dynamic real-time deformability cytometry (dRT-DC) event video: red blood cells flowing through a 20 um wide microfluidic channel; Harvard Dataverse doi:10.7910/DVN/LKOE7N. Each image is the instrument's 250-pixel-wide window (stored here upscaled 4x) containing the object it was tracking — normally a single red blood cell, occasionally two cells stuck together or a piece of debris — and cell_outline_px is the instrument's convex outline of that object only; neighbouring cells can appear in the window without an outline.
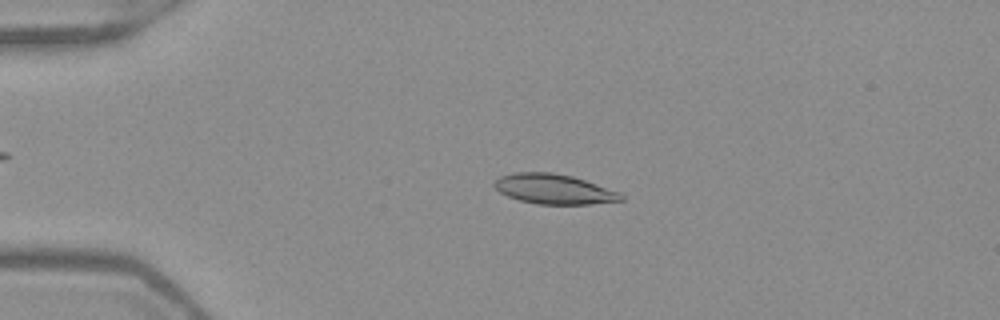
{"species": "Egyptian fruit bat (a non-hibernating species)", "species_latin": "Rousettus aegyptiacus", "temperature_condition": "warm", "stored_images_in_passage": 52, "camera_frame_rate_fps": 3000, "um_per_image_px": 0.085, "frame": {"image": 1, "passage_image": 12, "time_ms": 3.667, "image_size_px": [1000, 320], "cell_outline_px": [[624, 200], [592, 204], [536, 204], [520, 200], [508, 196], [500, 192], [492, 184], [500, 176], [516, 172], [552, 172], [572, 176], [620, 192], [624, 196]], "centroid_in_image_um": [47.09, 16.07], "position_along_channel_um": 37.9, "area_um2": 22.02}}
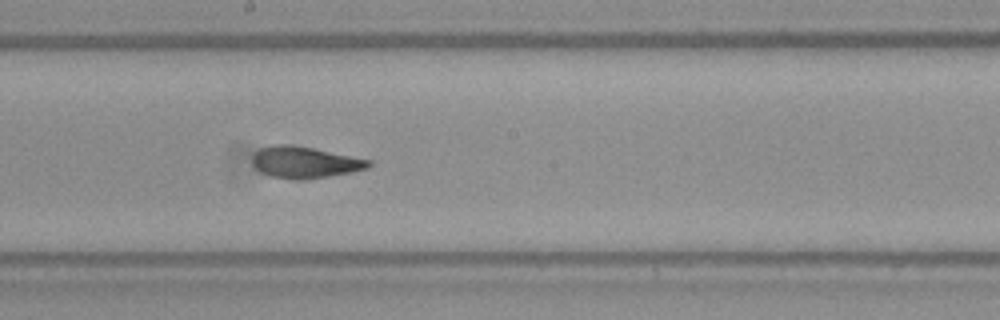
{"frame": {"image": 2, "passage_image": 29, "time_ms": 9.333, "image_size_px": [1000, 320], "cell_outline_px": [[372, 164], [368, 168], [352, 172], [304, 180], [296, 180], [272, 176], [260, 172], [252, 164], [252, 156], [260, 148], [272, 144], [292, 144], [372, 160]], "centroid_in_image_um": [25.89, 13.79], "position_along_channel_um": 222.3, "area_um2": 21.44}}
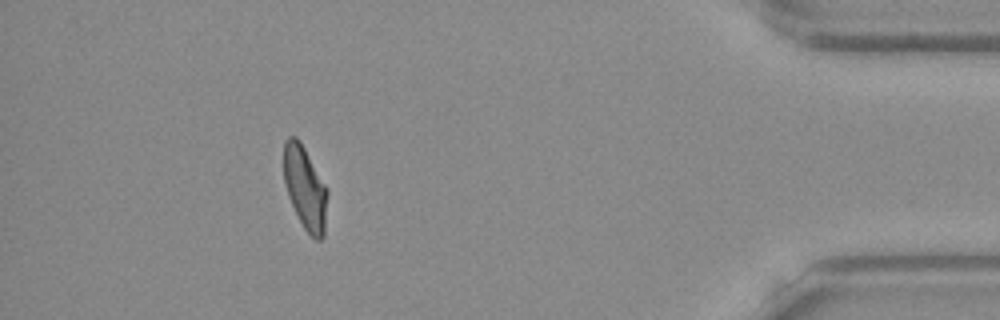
{"frame": {"image": 3, "passage_image": 47, "time_ms": 15.333, "image_size_px": [1000, 320], "cell_outline_px": [[328, 192], [324, 236], [320, 240], [316, 240], [304, 228], [288, 196], [284, 180], [284, 140], [288, 136], [296, 136], [300, 140], [328, 188]], "centroid_in_image_um": [25.94, 15.94], "position_along_channel_um": 409.3, "area_um2": 21.21}, "authors_computed_cell_mechanics": {"area_um2": 21.675, "velocity_mm_per_s": 3.9606, "shape_relaxation_time_tau1_ms": 4.9164, "shape_relaxation_time_tau2_ms": 1.4724, "deformation_change_tau1": 0.1751, "deformation_change_tau2": 0.0816}}